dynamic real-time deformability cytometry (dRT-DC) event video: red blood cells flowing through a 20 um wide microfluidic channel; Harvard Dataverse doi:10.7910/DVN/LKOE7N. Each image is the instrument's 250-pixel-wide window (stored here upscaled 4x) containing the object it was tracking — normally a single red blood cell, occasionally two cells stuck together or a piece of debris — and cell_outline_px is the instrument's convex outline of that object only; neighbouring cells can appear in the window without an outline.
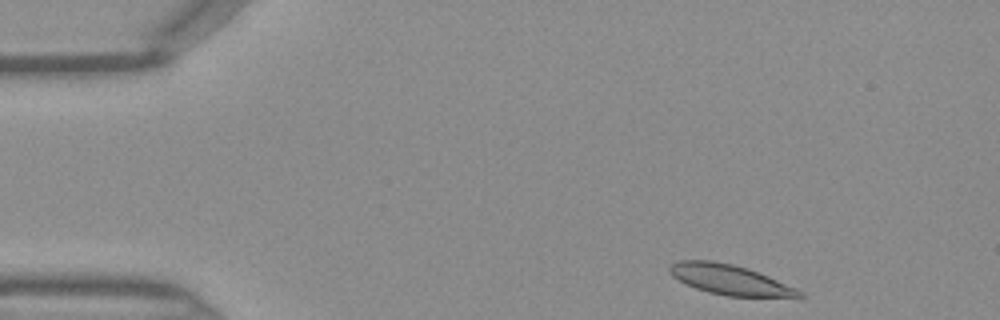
{"species": "Egyptian fruit bat (a non-hibernating species)", "species_latin": "Rousettus aegyptiacus", "temperature_condition": "warm", "stored_images_in_passage": 41, "camera_frame_rate_fps": 3000, "um_per_image_px": 0.085, "frame": {"image": 1, "passage_image": 1, "time_ms": 0.0, "image_size_px": [1000, 320], "cell_outline_px": [[804, 296], [800, 300], [724, 296], [708, 292], [684, 284], [672, 276], [668, 272], [668, 264], [680, 260], [712, 260], [732, 264], [748, 268], [768, 276], [796, 288], [804, 292]], "centroid_in_image_um": [62.14, 23.83], "position_along_channel_um": 22.9, "area_um2": 23.81}}
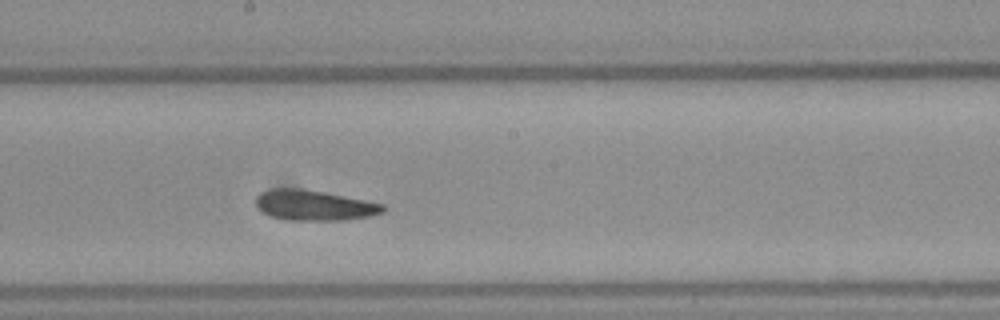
{"frame": {"image": 2, "passage_image": 20, "time_ms": 6.333, "image_size_px": [1000, 320], "cell_outline_px": [[388, 208], [384, 212], [372, 216], [340, 220], [288, 220], [272, 216], [256, 208], [256, 196], [260, 192], [272, 188], [300, 188], [324, 192], [384, 204]], "centroid_in_image_um": [26.71, 17.44], "position_along_channel_um": 221.5, "area_um2": 22.54}}
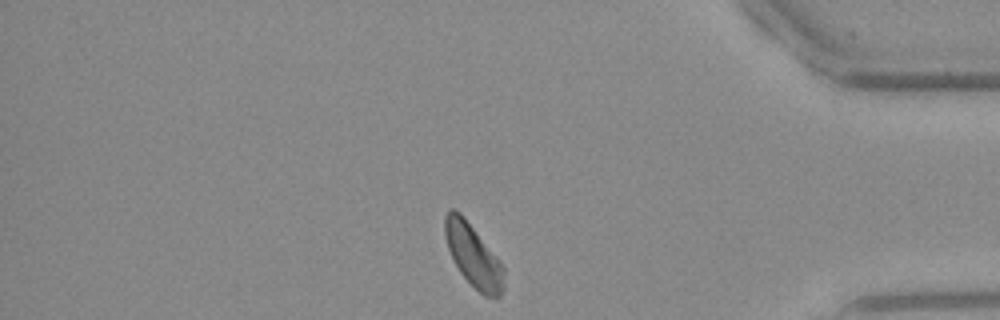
{"frame": {"image": 3, "passage_image": 34, "time_ms": 11.0, "image_size_px": [1000, 320], "cell_outline_px": [[504, 288], [500, 296], [484, 296], [460, 272], [448, 248], [444, 236], [444, 216], [448, 208], [456, 208], [464, 216], [500, 260], [504, 268]], "centroid_in_image_um": [40.22, 21.66], "position_along_channel_um": 395.0, "area_um2": 21.5}}